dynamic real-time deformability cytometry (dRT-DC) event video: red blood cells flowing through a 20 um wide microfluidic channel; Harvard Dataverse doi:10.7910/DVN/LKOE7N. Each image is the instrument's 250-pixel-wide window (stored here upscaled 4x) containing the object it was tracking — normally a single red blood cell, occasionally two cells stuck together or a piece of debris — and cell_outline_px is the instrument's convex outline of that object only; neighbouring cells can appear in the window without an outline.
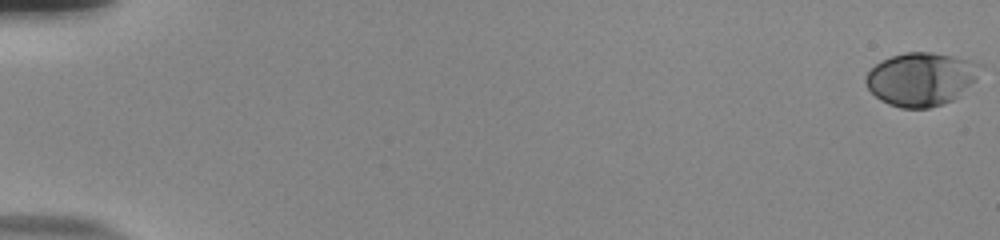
{"species": "human", "species_latin": "Homo sapiens", "temperature_condition": "room temperature", "stored_images_in_passage": 55, "camera_frame_rate_fps": 3000, "um_per_image_px": 0.085, "donor": {"sex": "male"}, "frame": {"image": 1, "passage_image": 1, "time_ms": 0.0, "image_size_px": [1000, 240], "cell_outline_px": [[984, 64], [976, 80], [952, 100], [928, 108], [900, 108], [888, 104], [880, 100], [868, 88], [864, 80], [868, 72], [880, 60], [904, 52], [932, 52], [952, 56]], "centroid_in_image_um": [78.28, 6.71], "position_along_channel_um": 6.7, "area_um2": 35.49}}
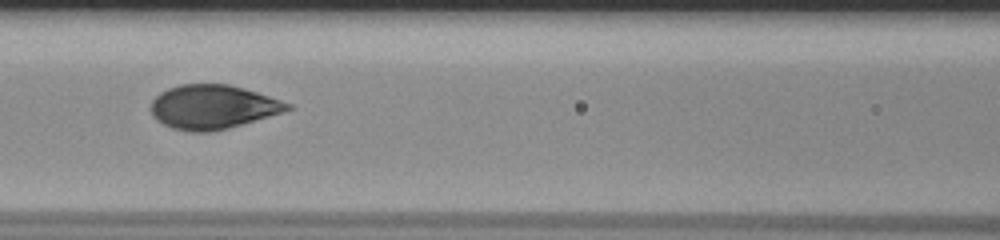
{"frame": {"image": 2, "passage_image": 27, "time_ms": 8.667, "image_size_px": [1000, 240], "cell_outline_px": [[296, 108], [228, 128], [212, 132], [188, 132], [172, 128], [156, 120], [152, 116], [148, 108], [152, 100], [160, 92], [168, 88], [180, 84], [228, 84], [244, 88], [292, 104]], "centroid_in_image_um": [18.04, 9.09], "position_along_channel_um": 148.6, "area_um2": 35.26}}
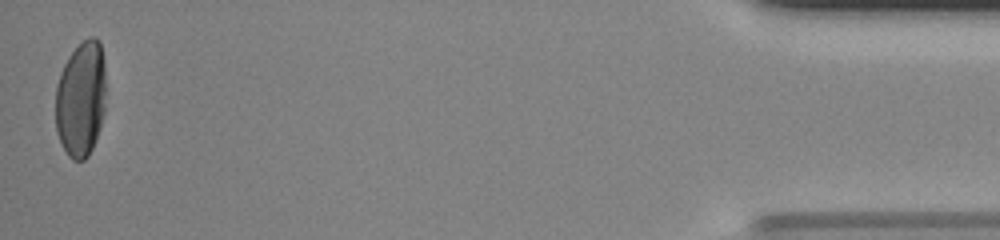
{"frame": {"image": 3, "passage_image": 55, "time_ms": 18.0, "image_size_px": [1000, 240], "cell_outline_px": [[104, 112], [100, 128], [92, 148], [88, 156], [84, 160], [72, 160], [68, 156], [56, 132], [56, 84], [60, 72], [68, 56], [88, 36], [96, 36], [100, 40], [104, 60]], "centroid_in_image_um": [6.87, 8.4], "position_along_channel_um": 428.3, "area_um2": 34.1}, "authors_computed_cell_mechanics": {"area_um2": 35.0846, "velocity_mm_per_s": 3.859, "shape_relaxation_time_tau1_ms": 3.6396, "shape_relaxation_time_tau2_ms": null, "deformation_change_tau1": 0.1833, "deformation_change_tau2": null}}